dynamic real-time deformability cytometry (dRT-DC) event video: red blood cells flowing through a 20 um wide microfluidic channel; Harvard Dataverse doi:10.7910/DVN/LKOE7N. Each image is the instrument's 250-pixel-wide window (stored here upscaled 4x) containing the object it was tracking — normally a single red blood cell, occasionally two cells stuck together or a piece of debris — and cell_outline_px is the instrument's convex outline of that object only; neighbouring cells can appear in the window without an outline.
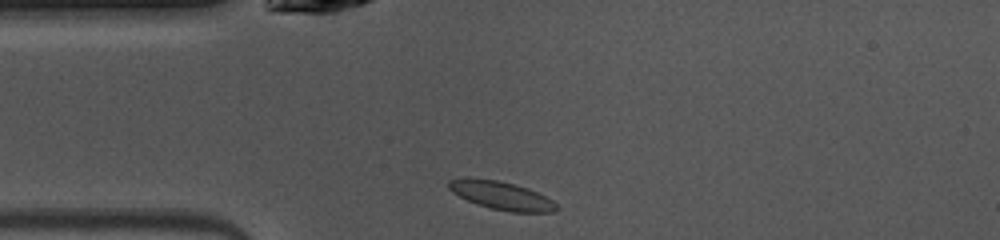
{"species": "common noctule bat (a hibernating species)", "species_latin": "Nyctalus noctula", "temperature_condition": "warm", "stored_images_in_passage": 38, "camera_frame_rate_fps": 3000, "um_per_image_px": 0.085, "animal": {"sex": "female", "body_mass_g": 10.0, "forearm_length_mm": 53.1}, "frame": {"image": 1, "passage_image": 1, "time_ms": 0.0, "image_size_px": [1000, 240], "cell_outline_px": [[560, 208], [556, 212], [512, 212], [492, 208], [476, 204], [452, 192], [448, 188], [448, 180], [468, 176], [496, 180], [516, 184], [528, 188], [552, 200]], "centroid_in_image_um": [42.6, 16.6], "position_along_channel_um": 42.4, "area_um2": 17.86}}
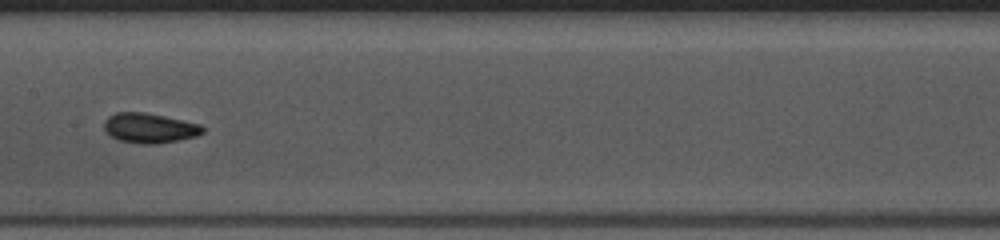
{"frame": {"image": 2, "passage_image": 13, "time_ms": 4.0, "image_size_px": [1000, 240], "cell_outline_px": [[204, 132], [196, 136], [180, 140], [160, 144], [140, 144], [116, 140], [108, 136], [104, 128], [104, 120], [108, 116], [116, 112], [144, 112], [164, 116], [200, 124], [204, 128]], "centroid_in_image_um": [12.67, 10.9], "position_along_channel_um": 194.7, "area_um2": 17.46}}
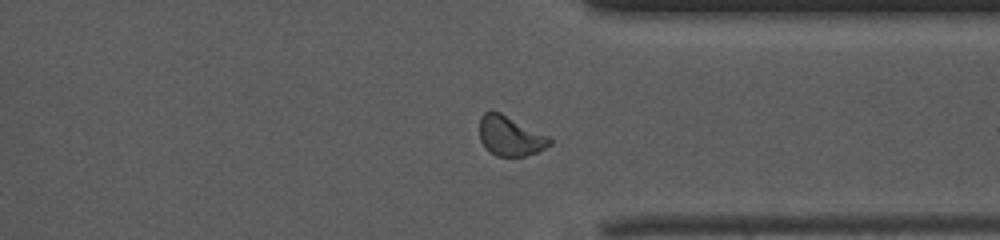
{"frame": {"image": 3, "passage_image": 26, "time_ms": 8.333, "image_size_px": [1000, 240], "cell_outline_px": [[552, 144], [536, 152], [524, 156], [496, 156], [480, 140], [480, 116], [484, 112], [500, 112], [548, 136], [552, 140]], "centroid_in_image_um": [43.37, 11.56], "position_along_channel_um": 368.0, "area_um2": 15.9}, "authors_computed_cell_mechanics": {"area_um2": 16.5886, "velocity_mm_per_s": 4.0576, "shape_relaxation_time_tau1_ms": 2.7712, "shape_relaxation_time_tau2_ms": 1.4649, "deformation_change_tau1": 0.1026, "deformation_change_tau2": 0.0485}}